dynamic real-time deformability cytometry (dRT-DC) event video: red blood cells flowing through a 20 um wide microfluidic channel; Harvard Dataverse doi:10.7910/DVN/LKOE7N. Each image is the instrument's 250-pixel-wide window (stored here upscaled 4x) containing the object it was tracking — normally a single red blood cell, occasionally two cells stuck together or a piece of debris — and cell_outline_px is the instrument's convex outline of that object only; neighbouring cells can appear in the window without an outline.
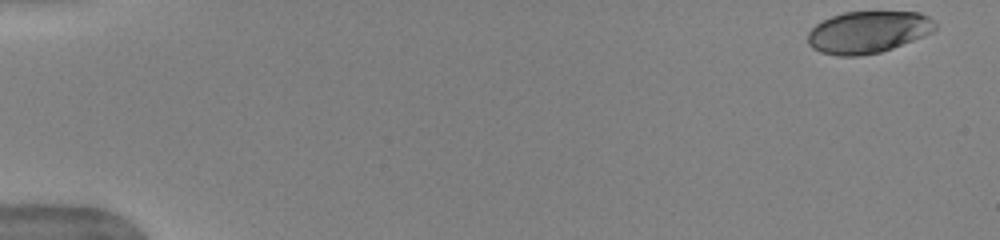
{"species": "human", "species_latin": "Homo sapiens", "temperature_condition": "warm", "stored_images_in_passage": 50, "camera_frame_rate_fps": 3000, "um_per_image_px": 0.085, "donor": {"sex": "female"}, "frame": {"image": 1, "passage_image": 1, "time_ms": 0.0, "image_size_px": [1000, 240], "cell_outline_px": [[936, 28], [932, 32], [924, 36], [892, 48], [880, 52], [856, 56], [840, 56], [820, 52], [812, 48], [808, 44], [808, 32], [816, 24], [832, 16], [844, 12], [920, 12], [928, 16], [936, 24]], "centroid_in_image_um": [73.78, 2.73], "position_along_channel_um": 11.2, "area_um2": 31.04}}
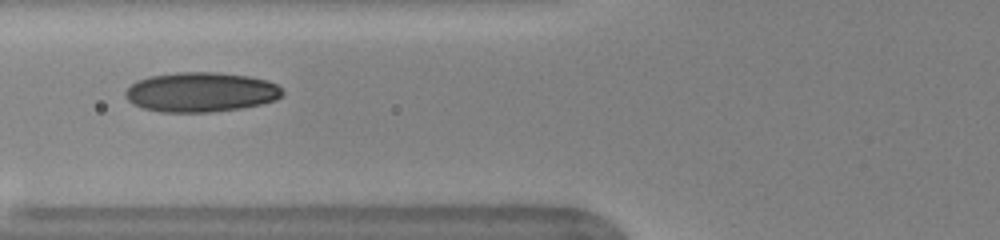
{"frame": {"image": 2, "passage_image": 20, "time_ms": 6.333, "image_size_px": [1000, 240], "cell_outline_px": [[284, 92], [276, 100], [264, 104], [240, 108], [212, 112], [160, 112], [144, 108], [132, 104], [124, 96], [124, 92], [136, 80], [152, 76], [180, 72], [216, 72], [248, 76], [268, 80], [276, 84]], "centroid_in_image_um": [17.08, 7.83], "position_along_channel_um": 108.7, "area_um2": 36.41}}
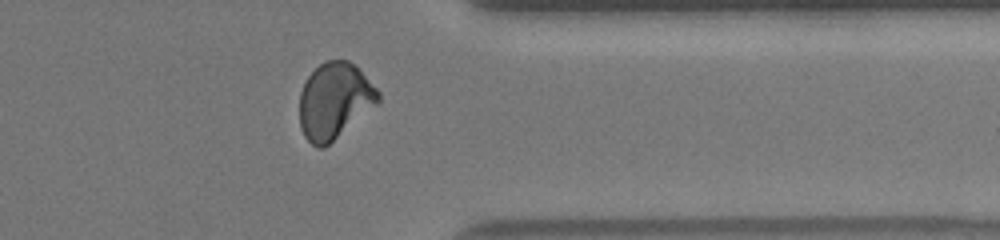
{"frame": {"image": 3, "passage_image": 41, "time_ms": 13.333, "image_size_px": [1000, 240], "cell_outline_px": [[380, 100], [376, 104], [324, 148], [316, 148], [304, 136], [300, 128], [300, 92], [308, 76], [324, 60], [348, 60], [380, 92]], "centroid_in_image_um": [28.39, 8.58], "position_along_channel_um": 383.0, "area_um2": 34.28}, "authors_computed_cell_mechanics": {"area_um2": 34.0153, "velocity_mm_per_s": 3.9761, "shape_relaxation_time_tau1_ms": 5.929, "shape_relaxation_time_tau2_ms": 1.1032, "deformation_change_tau1": 0.2029, "deformation_change_tau2": 0.0649}}